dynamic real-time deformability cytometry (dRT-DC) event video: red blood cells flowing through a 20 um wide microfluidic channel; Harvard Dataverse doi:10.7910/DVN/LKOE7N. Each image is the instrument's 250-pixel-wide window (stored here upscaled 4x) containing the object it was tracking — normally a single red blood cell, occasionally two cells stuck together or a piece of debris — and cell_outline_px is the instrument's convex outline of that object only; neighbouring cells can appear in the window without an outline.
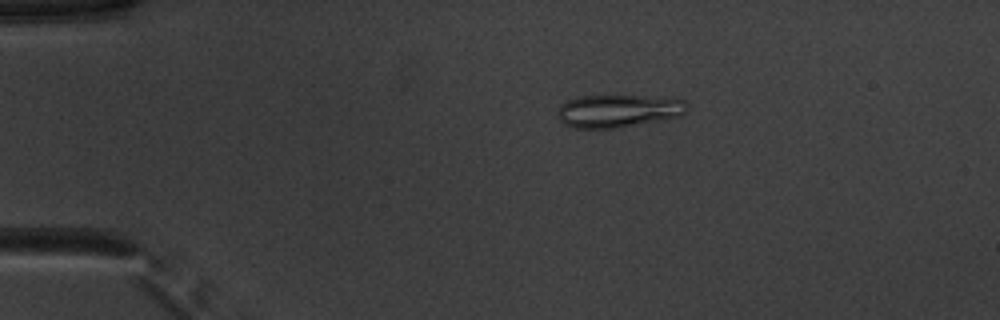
{"species": "common noctule bat (a hibernating species)", "species_latin": "Nyctalus noctula", "temperature_condition": "warm", "stored_images_in_passage": 52, "camera_frame_rate_fps": 3000, "um_per_image_px": 0.085, "animal": {"sex": "male", "body_mass_g": 20.1, "forearm_length_mm": 53.5}, "frame": {"image": 1, "passage_image": 11, "time_ms": 3.333, "image_size_px": [1000, 320], "cell_outline_px": [[688, 108], [680, 116], [664, 120], [620, 128], [572, 128], [564, 124], [560, 120], [560, 104], [568, 100], [580, 96], [676, 96], [684, 100], [688, 104]], "centroid_in_image_um": [52.65, 9.42], "position_along_channel_um": 32.3, "area_um2": 25.14}}
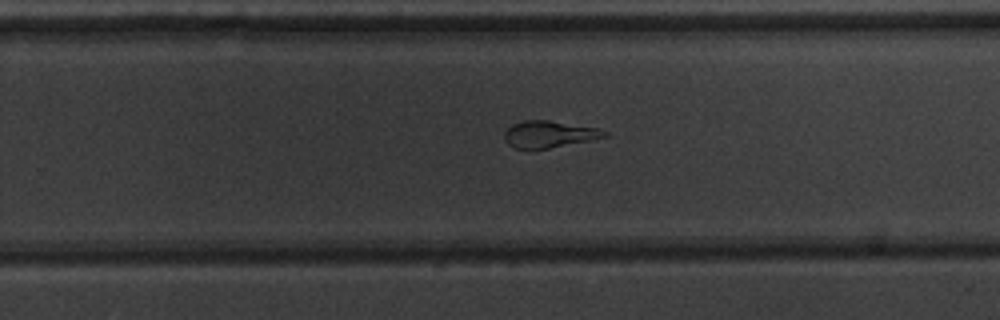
{"frame": {"image": 2, "passage_image": 34, "time_ms": 11.0, "image_size_px": [1000, 320], "cell_outline_px": [[608, 136], [592, 140], [548, 148], [512, 148], [504, 140], [504, 132], [512, 124], [524, 120], [548, 120], [596, 128], [608, 132]], "centroid_in_image_um": [46.65, 11.41], "position_along_channel_um": 283.2, "area_um2": 15.49}}
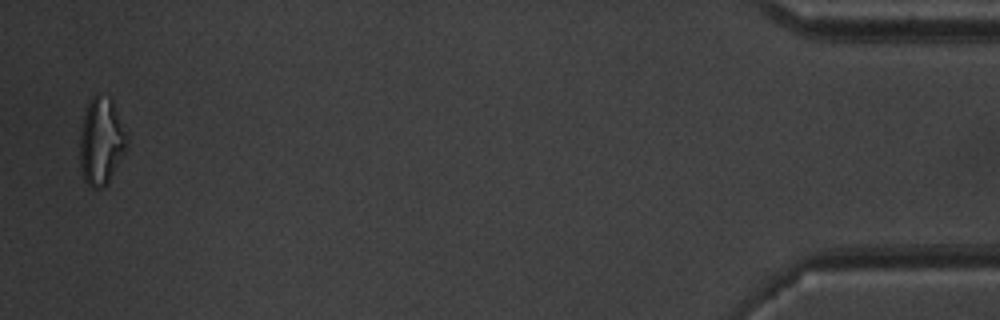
{"frame": {"image": 3, "passage_image": 51, "time_ms": 16.667, "image_size_px": [1000, 320], "cell_outline_px": [[124, 152], [108, 184], [104, 188], [92, 188], [84, 180], [80, 168], [80, 132], [84, 112], [92, 96], [96, 92], [112, 96], [124, 132]], "centroid_in_image_um": [8.55, 11.98], "position_along_channel_um": 426.6, "area_um2": 23.76}, "authors_computed_cell_mechanics": {"area_um2": 20.1722, "velocity_mm_per_s": 3.9719, "shape_relaxation_time_tau1_ms": 7.5743, "shape_relaxation_time_tau2_ms": 1.1742, "deformation_change_tau1": 0.2487, "deformation_change_tau2": 0.1034}}